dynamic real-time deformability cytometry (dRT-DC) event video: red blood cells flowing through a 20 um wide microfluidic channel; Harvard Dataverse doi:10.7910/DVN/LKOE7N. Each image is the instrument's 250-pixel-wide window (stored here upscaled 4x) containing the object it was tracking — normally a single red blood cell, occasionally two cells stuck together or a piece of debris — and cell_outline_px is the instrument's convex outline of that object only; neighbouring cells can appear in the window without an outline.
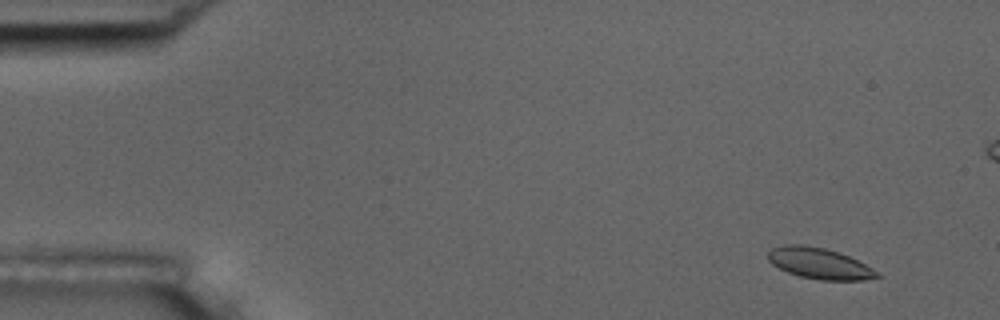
{"species": "common noctule bat (a hibernating species)", "species_latin": "Nyctalus noctula", "temperature_condition": "room temperature", "stored_images_in_passage": 57, "camera_frame_rate_fps": 3000, "um_per_image_px": 0.085, "animal": {"sex": "male", "body_mass_g": 17.5, "forearm_length_mm": 52.3}, "frame": {"image": 1, "passage_image": 5, "time_ms": 1.333, "image_size_px": [1000, 320], "cell_outline_px": [[880, 276], [864, 280], [820, 280], [800, 276], [788, 272], [772, 264], [768, 260], [768, 252], [772, 248], [784, 244], [804, 244], [824, 248], [848, 256], [880, 272]], "centroid_in_image_um": [69.63, 22.38], "position_along_channel_um": 15.4, "area_um2": 19.54}}
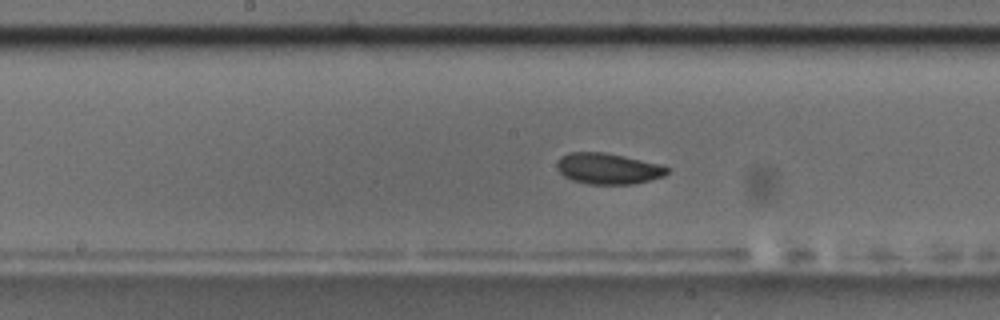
{"frame": {"image": 2, "passage_image": 29, "time_ms": 9.333, "image_size_px": [1000, 320], "cell_outline_px": [[672, 168], [664, 176], [632, 184], [588, 184], [572, 180], [564, 176], [556, 168], [556, 164], [560, 156], [568, 152], [604, 152], [664, 164]], "centroid_in_image_um": [51.71, 14.32], "position_along_channel_um": 196.5, "area_um2": 20.17}}
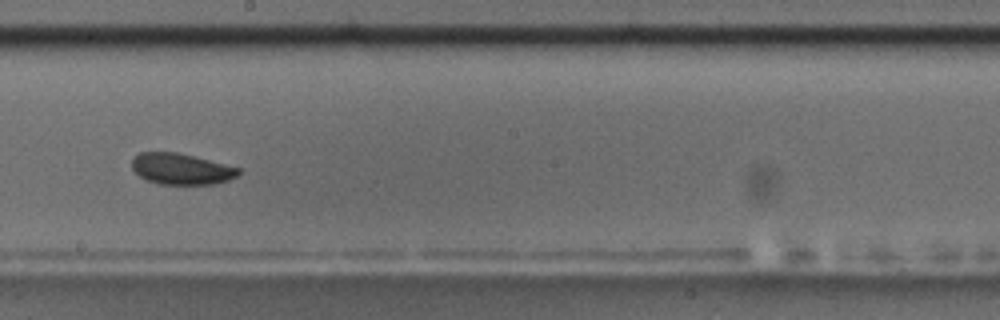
{"frame": {"image": 3, "passage_image": 32, "time_ms": 10.333, "image_size_px": [1000, 320], "cell_outline_px": [[240, 172], [236, 176], [228, 180], [212, 184], [160, 184], [148, 180], [140, 176], [132, 168], [132, 160], [140, 152], [176, 152], [240, 168]], "centroid_in_image_um": [15.39, 14.36], "position_along_channel_um": 232.8, "area_um2": 18.96}, "authors_computed_cell_mechanics": {"area_um2": 19.9988, "velocity_mm_per_s": 3.6513, "shape_relaxation_time_tau1_ms": 2.153, "shape_relaxation_time_tau2_ms": 3.6261, "deformation_change_tau1": 0.0564, "deformation_change_tau2": 0.0674}}